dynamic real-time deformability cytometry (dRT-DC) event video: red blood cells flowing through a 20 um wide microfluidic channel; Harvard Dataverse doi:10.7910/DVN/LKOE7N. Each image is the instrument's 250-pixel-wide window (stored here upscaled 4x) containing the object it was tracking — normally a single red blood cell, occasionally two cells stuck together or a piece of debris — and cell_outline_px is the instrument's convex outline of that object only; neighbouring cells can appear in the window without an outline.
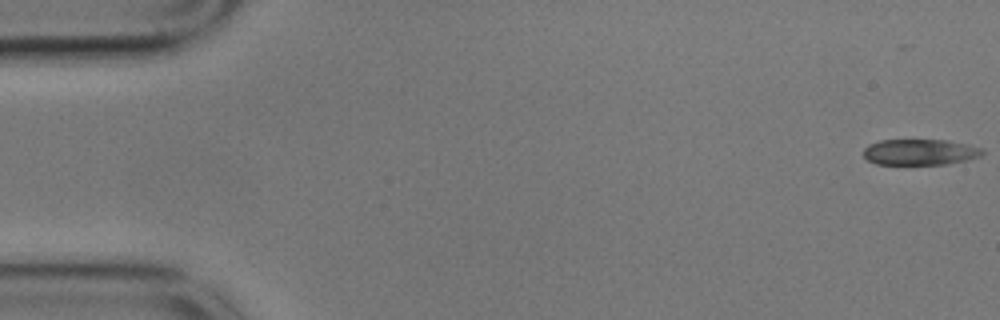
{"species": "common noctule bat (a hibernating species)", "species_latin": "Nyctalus noctula", "temperature_condition": "cold", "stored_images_in_passage": 56, "camera_frame_rate_fps": 3000, "um_per_image_px": 0.085, "animal": {"sex": "male", "body_mass_g": 17.9}, "frame": {"image": 1, "passage_image": 1, "time_ms": 0.0, "image_size_px": [1000, 320], "cell_outline_px": [[984, 152], [980, 156], [948, 164], [876, 164], [868, 160], [864, 156], [864, 148], [868, 144], [880, 140], [944, 140], [964, 144], [980, 148]], "centroid_in_image_um": [78.14, 12.93], "position_along_channel_um": 6.9, "area_um2": 17.69}}
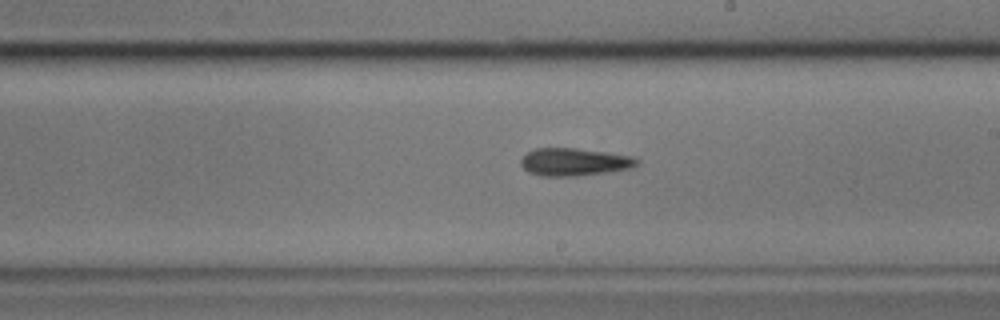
{"frame": {"image": 2, "passage_image": 32, "time_ms": 10.333, "image_size_px": [1000, 320], "cell_outline_px": [[640, 164], [632, 168], [612, 172], [572, 176], [540, 176], [528, 172], [520, 164], [520, 160], [532, 148], [576, 148], [608, 152], [632, 156], [640, 160]], "centroid_in_image_um": [48.85, 13.77], "position_along_channel_um": 240.1, "area_um2": 19.02}}
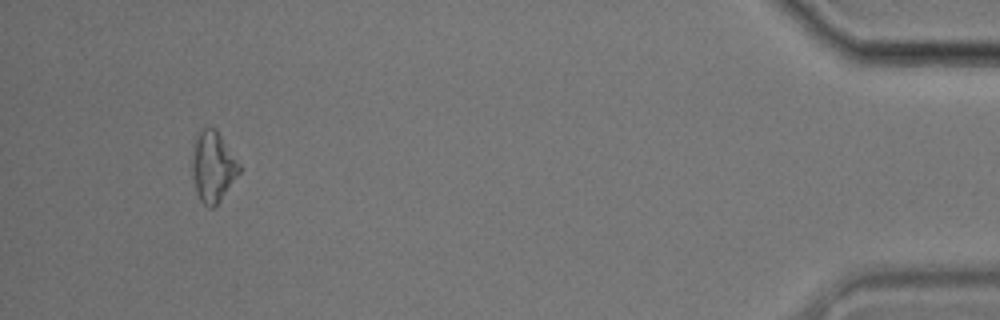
{"frame": {"image": 3, "passage_image": 53, "time_ms": 17.333, "image_size_px": [1000, 320], "cell_outline_px": [[244, 168], [220, 200], [212, 208], [208, 208], [200, 200], [196, 192], [192, 172], [192, 140], [196, 132], [200, 128], [216, 128]], "centroid_in_image_um": [18.1, 14.11], "position_along_channel_um": 417.1, "area_um2": 20.0}, "authors_computed_cell_mechanics": {"area_um2": 18.5827, "velocity_mm_per_s": 3.5408, "shape_relaxation_time_tau1_ms": 6.7274, "shape_relaxation_time_tau2_ms": null, "deformation_change_tau1": 0.2039, "deformation_change_tau2": null}}